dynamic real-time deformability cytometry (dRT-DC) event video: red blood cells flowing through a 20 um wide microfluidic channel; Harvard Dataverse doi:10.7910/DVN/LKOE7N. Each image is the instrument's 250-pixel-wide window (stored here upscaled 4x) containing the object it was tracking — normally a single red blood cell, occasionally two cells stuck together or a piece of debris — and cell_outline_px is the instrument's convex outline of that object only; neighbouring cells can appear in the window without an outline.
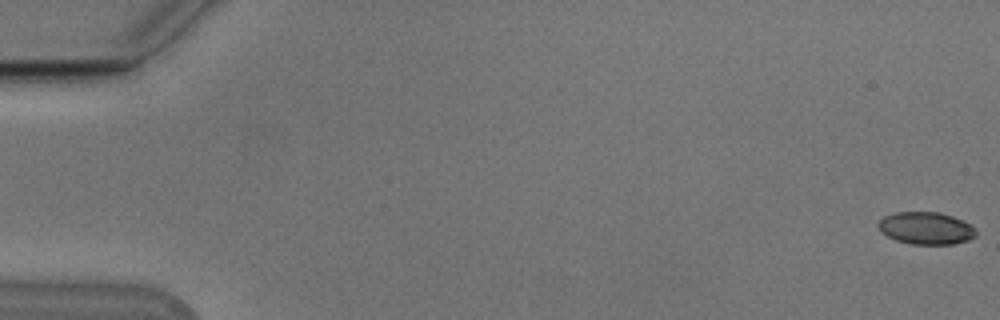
{"species": "Egyptian fruit bat (a non-hibernating species)", "species_latin": "Rousettus aegyptiacus", "temperature_condition": "cold", "stored_images_in_passage": 55, "camera_frame_rate_fps": 3000, "um_per_image_px": 0.085, "animal": {"sex": "male"}, "frame": {"image": 1, "passage_image": 1, "time_ms": 0.0, "image_size_px": [1000, 320], "cell_outline_px": [[976, 236], [968, 240], [952, 244], [912, 244], [896, 240], [880, 232], [876, 224], [884, 216], [896, 212], [940, 212], [952, 216], [976, 228]], "centroid_in_image_um": [78.68, 19.39], "position_along_channel_um": 6.3, "area_um2": 18.38}}
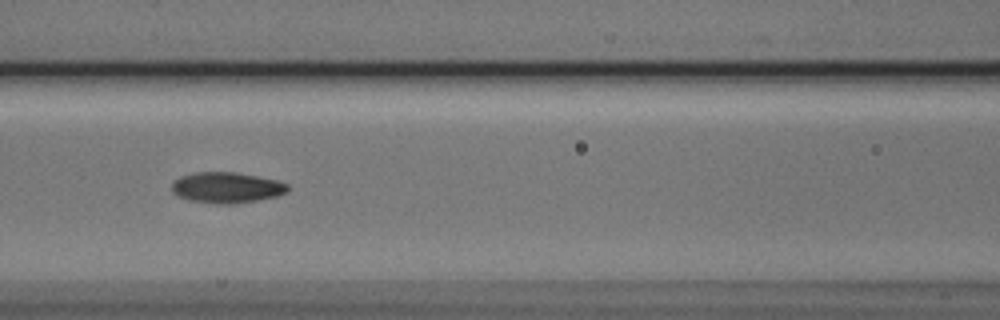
{"frame": {"image": 2, "passage_image": 25, "time_ms": 8.0, "image_size_px": [1000, 320], "cell_outline_px": [[288, 192], [276, 196], [256, 200], [232, 204], [216, 204], [188, 200], [176, 196], [172, 192], [172, 184], [180, 176], [196, 172], [232, 172], [256, 176], [276, 180], [288, 184]], "centroid_in_image_um": [19.23, 15.95], "position_along_channel_um": 147.4, "area_um2": 20.75}}
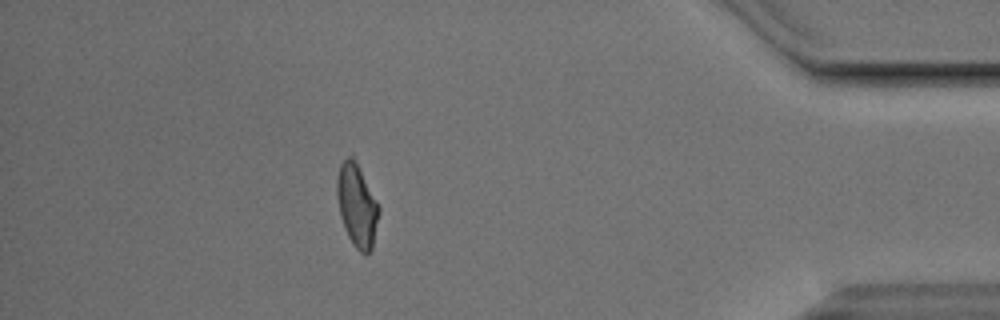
{"frame": {"image": 3, "passage_image": 49, "time_ms": 16.0, "image_size_px": [1000, 320], "cell_outline_px": [[380, 212], [372, 248], [364, 256], [352, 244], [348, 236], [340, 216], [336, 196], [336, 180], [340, 164], [352, 152], [380, 208]], "centroid_in_image_um": [30.33, 17.44], "position_along_channel_um": 404.9, "area_um2": 20.4}, "authors_computed_cell_mechanics": {"area_um2": 19.9988, "velocity_mm_per_s": 3.7824, "shape_relaxation_time_tau1_ms": 3.7308, "shape_relaxation_time_tau2_ms": 2.3676, "deformation_change_tau1": 0.1347, "deformation_change_tau2": 0.0704}}